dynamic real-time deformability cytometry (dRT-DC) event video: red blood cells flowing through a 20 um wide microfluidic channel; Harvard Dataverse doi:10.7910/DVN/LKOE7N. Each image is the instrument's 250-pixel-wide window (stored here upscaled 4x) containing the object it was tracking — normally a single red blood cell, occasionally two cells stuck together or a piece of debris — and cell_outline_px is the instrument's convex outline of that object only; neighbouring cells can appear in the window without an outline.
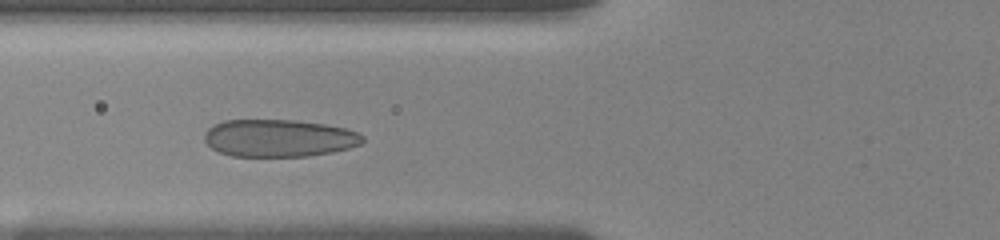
{"species": "human", "species_latin": "Homo sapiens", "temperature_condition": "room temperature", "stored_images_in_passage": 49, "camera_frame_rate_fps": 3000, "um_per_image_px": 0.085, "donor": {"sex": "female"}, "frame": {"image": 1, "passage_image": 13, "time_ms": 3.667, "image_size_px": [1000, 240], "cell_outline_px": [[364, 140], [360, 144], [348, 148], [332, 152], [308, 156], [232, 156], [220, 152], [212, 148], [204, 140], [204, 132], [212, 124], [224, 120], [296, 120], [324, 124], [344, 128], [360, 132], [364, 136]], "centroid_in_image_um": [23.7, 11.73], "position_along_channel_um": 102.1, "area_um2": 34.62}}
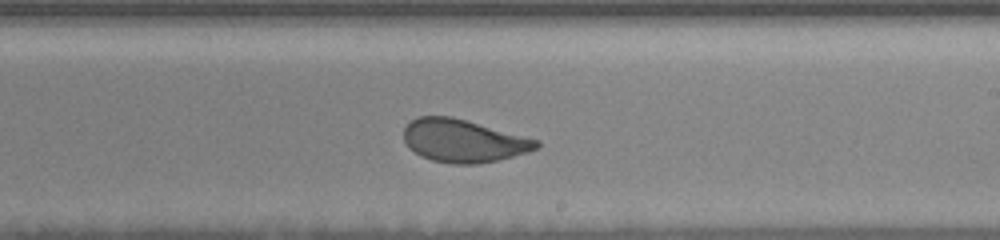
{"frame": {"image": 2, "passage_image": 30, "time_ms": 7.667, "image_size_px": [1000, 240], "cell_outline_px": [[540, 148], [528, 152], [496, 160], [476, 164], [452, 164], [432, 160], [420, 156], [408, 148], [404, 140], [404, 128], [416, 116], [452, 116], [540, 140]], "centroid_in_image_um": [39.38, 11.96], "position_along_channel_um": 249.6, "area_um2": 33.23}}
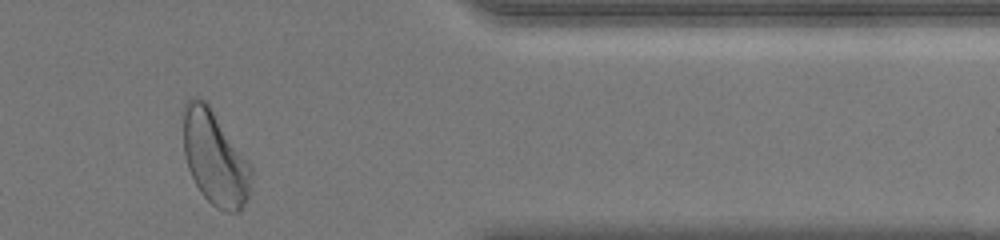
{"frame": {"image": 3, "passage_image": 43, "time_ms": 12.0, "image_size_px": [1000, 240], "cell_outline_px": [[252, 176], [248, 200], [240, 212], [224, 212], [216, 208], [200, 192], [188, 168], [184, 152], [180, 112], [184, 104], [188, 100], [196, 96], [204, 100], [208, 104], [252, 164]], "centroid_in_image_um": [18.25, 13.41], "position_along_channel_um": 393.1, "area_um2": 38.21}, "authors_computed_cell_mechanics": {"area_um2": 34.6222, "velocity_mm_per_s": 3.6857, "shape_relaxation_time_tau1_ms": 4.54, "shape_relaxation_time_tau2_ms": 0.8211, "deformation_change_tau1": 0.142, "deformation_change_tau2": 0.0616}}